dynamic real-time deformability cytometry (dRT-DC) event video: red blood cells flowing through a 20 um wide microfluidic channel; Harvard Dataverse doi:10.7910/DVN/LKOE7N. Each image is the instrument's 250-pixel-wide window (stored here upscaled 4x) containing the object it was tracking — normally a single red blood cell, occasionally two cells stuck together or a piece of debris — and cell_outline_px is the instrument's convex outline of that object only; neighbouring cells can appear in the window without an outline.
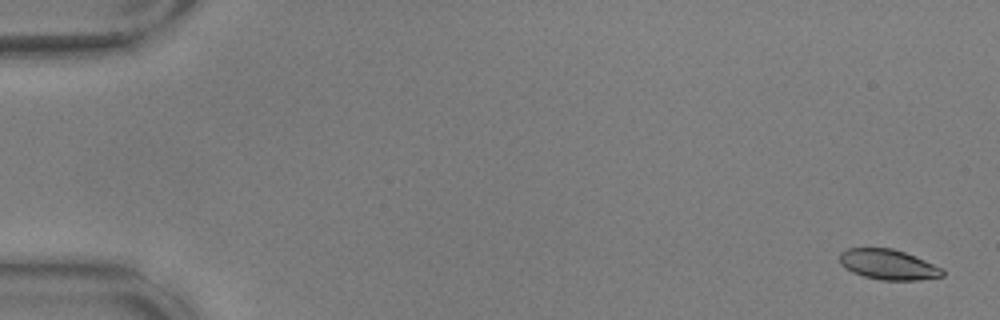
{"species": "common noctule bat (a hibernating species)", "species_latin": "Nyctalus noctula", "temperature_condition": "warm", "stored_images_in_passage": 56, "camera_frame_rate_fps": 3000, "um_per_image_px": 0.085, "animal": {"sex": "male", "body_mass_g": 17.9, "forearm_length_mm": 54.2}, "frame": {"image": 1, "passage_image": 2, "time_ms": 0.333, "image_size_px": [1000, 320], "cell_outline_px": [[944, 276], [920, 280], [880, 280], [864, 276], [852, 272], [844, 268], [840, 264], [840, 252], [848, 248], [892, 248], [904, 252], [924, 260], [940, 268], [944, 272]], "centroid_in_image_um": [75.46, 22.49], "position_along_channel_um": 9.5, "area_um2": 18.03}}
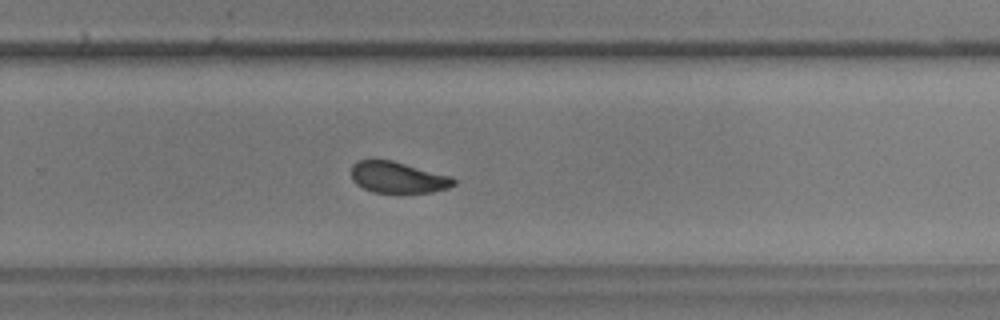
{"frame": {"image": 2, "passage_image": 38, "time_ms": 12.333, "image_size_px": [1000, 320], "cell_outline_px": [[456, 184], [448, 188], [432, 192], [372, 192], [356, 184], [352, 180], [352, 164], [356, 160], [392, 160], [452, 176], [456, 180]], "centroid_in_image_um": [33.83, 15.07], "position_along_channel_um": 296.0, "area_um2": 18.67}}
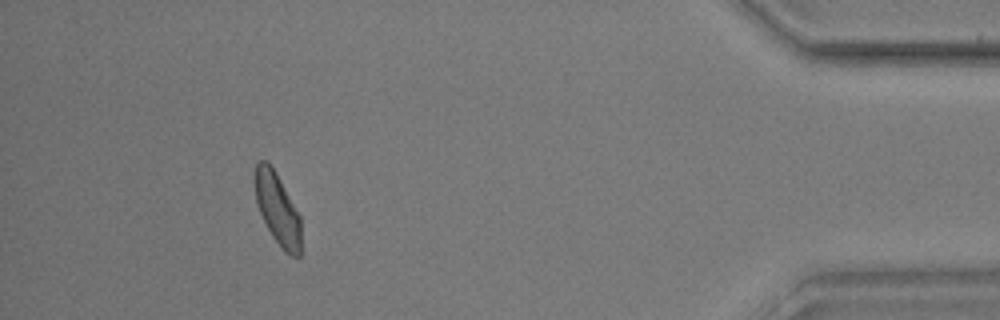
{"frame": {"image": 3, "passage_image": 52, "time_ms": 17.0, "image_size_px": [1000, 320], "cell_outline_px": [[300, 256], [292, 256], [284, 252], [272, 236], [260, 212], [256, 200], [252, 180], [252, 176], [256, 164], [260, 160], [264, 160], [276, 172], [300, 216]], "centroid_in_image_um": [23.55, 17.73], "position_along_channel_um": 411.7, "area_um2": 19.25}, "authors_computed_cell_mechanics": {"area_um2": 19.4786, "velocity_mm_per_s": 3.6175, "shape_relaxation_time_tau1_ms": 4.6602, "shape_relaxation_time_tau2_ms": 2.0706, "deformation_change_tau1": 0.1242, "deformation_change_tau2": 0.0727}}